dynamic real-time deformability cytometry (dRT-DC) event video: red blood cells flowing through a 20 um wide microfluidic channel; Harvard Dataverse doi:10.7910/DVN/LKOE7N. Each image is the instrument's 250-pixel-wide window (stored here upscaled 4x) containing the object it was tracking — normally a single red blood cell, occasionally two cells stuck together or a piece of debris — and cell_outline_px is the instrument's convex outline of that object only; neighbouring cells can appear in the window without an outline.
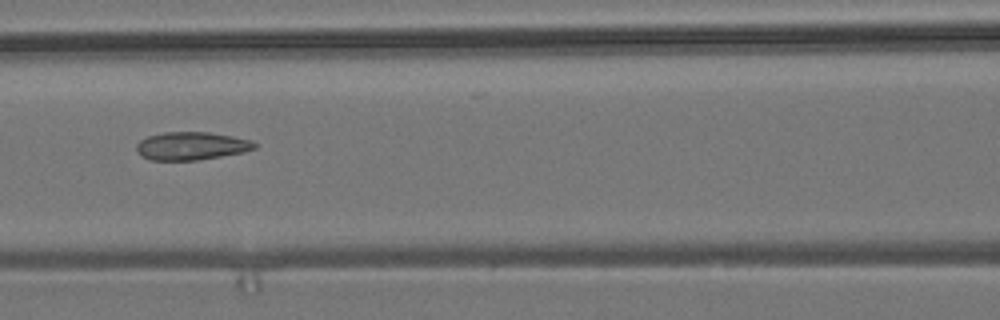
{"species": "common noctule bat (a hibernating species)", "species_latin": "Nyctalus noctula", "temperature_condition": "room temperature", "stored_images_in_passage": 8, "camera_frame_rate_fps": 3000, "um_per_image_px": 0.085, "animal": {"sex": "male", "body_mass_g": 19.2, "forearm_length_mm": 51.8}, "frame": {"image": 1, "passage_image": 6, "time_ms": 1.667, "image_size_px": [1000, 320], "cell_outline_px": [[256, 148], [244, 152], [196, 160], [148, 160], [140, 156], [136, 152], [136, 144], [140, 140], [148, 136], [164, 132], [208, 132], [232, 136], [252, 140], [256, 144]], "centroid_in_image_um": [16.23, 12.41], "position_along_channel_um": 150.4, "area_um2": 19.36}}
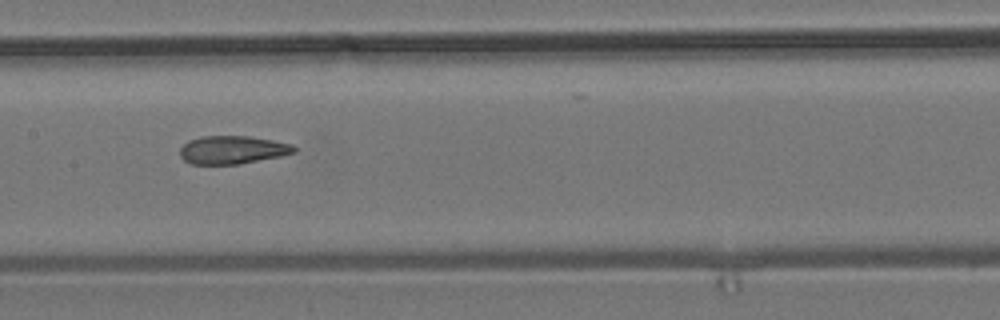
{"frame": {"image": 2, "passage_image": 7, "time_ms": 2.0, "image_size_px": [1000, 320], "cell_outline_px": [[296, 152], [280, 156], [240, 164], [192, 164], [184, 160], [180, 156], [180, 148], [188, 140], [200, 136], [248, 136], [272, 140], [292, 144], [296, 148]], "centroid_in_image_um": [19.74, 12.73], "position_along_channel_um": 187.7, "area_um2": 18.73}}
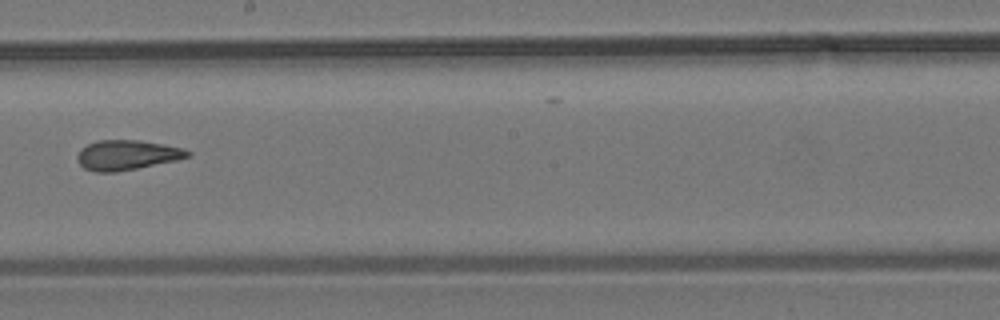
{"frame": {"image": 3, "passage_image": 8, "time_ms": 2.333, "image_size_px": [1000, 320], "cell_outline_px": [[192, 156], [176, 160], [116, 172], [96, 172], [84, 168], [80, 164], [76, 156], [80, 148], [96, 140], [140, 140], [164, 144], [184, 148], [192, 152]], "centroid_in_image_um": [10.8, 13.16], "position_along_channel_um": 237.4, "area_um2": 19.31}}